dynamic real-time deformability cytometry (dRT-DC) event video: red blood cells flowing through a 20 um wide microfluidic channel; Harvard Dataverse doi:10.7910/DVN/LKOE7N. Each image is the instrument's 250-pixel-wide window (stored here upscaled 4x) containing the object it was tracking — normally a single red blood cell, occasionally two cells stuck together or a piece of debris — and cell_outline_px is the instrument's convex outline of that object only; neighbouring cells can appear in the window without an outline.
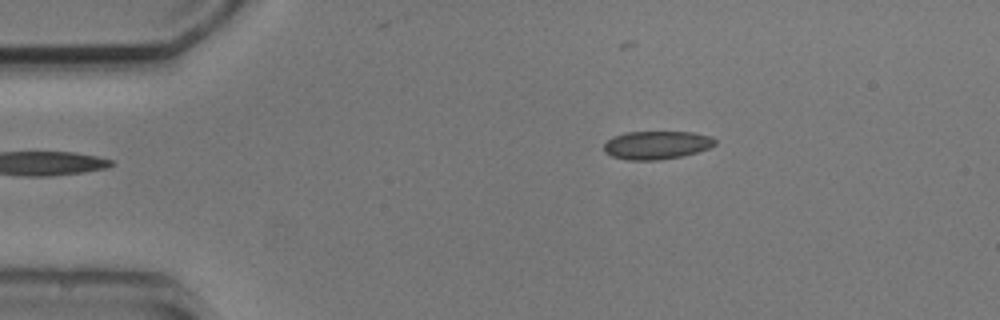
{"species": "common noctule bat (a hibernating species)", "species_latin": "Nyctalus noctula", "temperature_condition": "cold", "stored_images_in_passage": 2, "camera_frame_rate_fps": 3000, "um_per_image_px": 0.085, "animal": {"sex": "male", "body_mass_g": 20.5, "forearm_length_mm": 52.5}, "frame": {"image": 1, "passage_image": 2, "time_ms": 1.0, "image_size_px": [1000, 320], "cell_outline_px": [[716, 144], [708, 148], [696, 152], [680, 156], [660, 160], [628, 160], [612, 156], [604, 152], [604, 144], [612, 136], [624, 132], [692, 132], [712, 136], [716, 140]], "centroid_in_image_um": [55.8, 12.32], "position_along_channel_um": 29.2, "area_um2": 18.32}}